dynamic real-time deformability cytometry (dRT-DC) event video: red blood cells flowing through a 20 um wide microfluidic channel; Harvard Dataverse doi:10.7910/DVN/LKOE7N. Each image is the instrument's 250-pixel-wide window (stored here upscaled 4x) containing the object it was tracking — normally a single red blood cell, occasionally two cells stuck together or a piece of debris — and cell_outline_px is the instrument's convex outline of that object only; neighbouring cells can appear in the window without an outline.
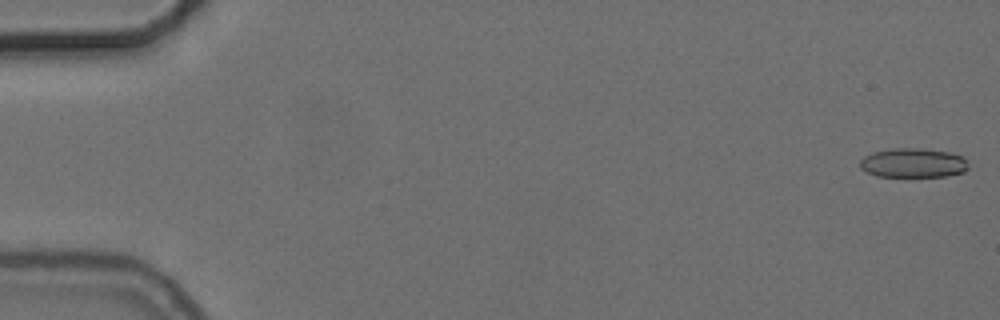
{"species": "common noctule bat (a hibernating species)", "species_latin": "Nyctalus noctula", "temperature_condition": "cold", "stored_images_in_passage": 55, "camera_frame_rate_fps": 3000, "um_per_image_px": 0.085, "animal": {"sex": "female", "body_mass_g": 24.6, "forearm_length_mm": 56.2}, "frame": {"image": 1, "passage_image": 1, "time_ms": 0.0, "image_size_px": [1000, 320], "cell_outline_px": [[968, 168], [964, 172], [948, 176], [876, 176], [860, 168], [860, 160], [864, 156], [872, 152], [892, 148], [920, 148], [948, 152], [964, 156]], "centroid_in_image_um": [77.61, 13.84], "position_along_channel_um": 7.4, "area_um2": 18.55}}
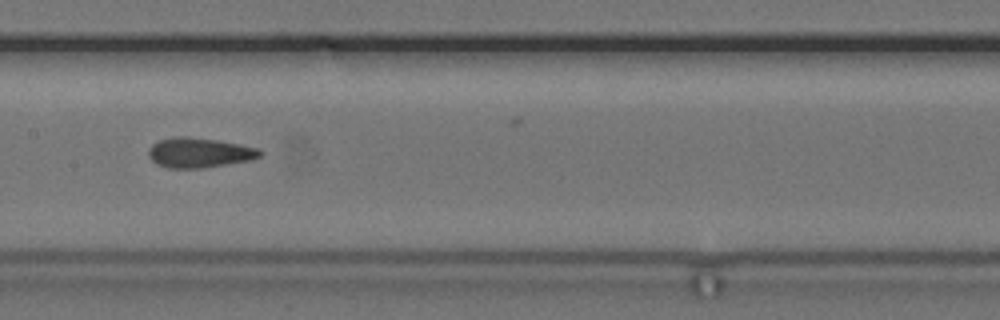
{"frame": {"image": 2, "passage_image": 28, "time_ms": 9.0, "image_size_px": [1000, 320], "cell_outline_px": [[264, 152], [260, 156], [252, 160], [204, 168], [168, 168], [156, 164], [148, 156], [148, 148], [152, 144], [160, 140], [172, 136], [188, 136], [216, 140], [240, 144], [260, 148]], "centroid_in_image_um": [16.95, 12.97], "position_along_channel_um": 190.5, "area_um2": 19.71}}
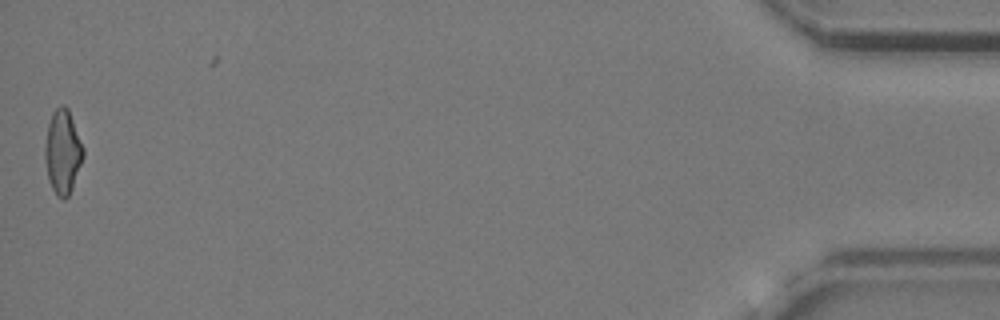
{"frame": {"image": 3, "passage_image": 55, "time_ms": 18.0, "image_size_px": [1000, 320], "cell_outline_px": [[84, 156], [72, 188], [68, 196], [64, 200], [56, 196], [48, 180], [44, 160], [44, 148], [48, 124], [52, 112], [60, 104], [64, 104], [68, 108], [84, 148]], "centroid_in_image_um": [5.32, 12.91], "position_along_channel_um": 429.9, "area_um2": 18.96}, "authors_computed_cell_mechanics": {"area_um2": 19.0162, "velocity_mm_per_s": 3.7334, "shape_relaxation_time_tau1_ms": null, "shape_relaxation_time_tau2_ms": 2.2178, "deformation_change_tau1": null, "deformation_change_tau2": 0.0965}}